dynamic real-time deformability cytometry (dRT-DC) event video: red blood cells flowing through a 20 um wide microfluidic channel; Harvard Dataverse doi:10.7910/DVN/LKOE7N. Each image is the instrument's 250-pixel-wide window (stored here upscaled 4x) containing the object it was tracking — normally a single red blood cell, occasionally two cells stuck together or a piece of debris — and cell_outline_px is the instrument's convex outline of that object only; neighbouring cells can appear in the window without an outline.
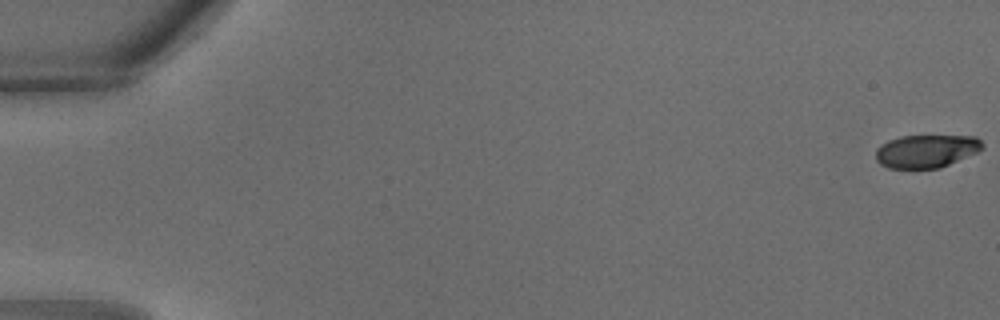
{"species": "common noctule bat (a hibernating species)", "species_latin": "Nyctalus noctula", "temperature_condition": "warm", "stored_images_in_passage": 33, "camera_frame_rate_fps": 3000, "um_per_image_px": 0.085, "animal": {"sex": "male", "body_mass_g": 18.8}, "frame": {"image": 1, "passage_image": 1, "time_ms": 0.0, "image_size_px": [1000, 320], "cell_outline_px": [[984, 148], [976, 152], [940, 168], [888, 168], [880, 164], [876, 160], [876, 148], [888, 140], [900, 136], [976, 136], [984, 144]], "centroid_in_image_um": [78.72, 12.84], "position_along_channel_um": 6.3, "area_um2": 20.46}}
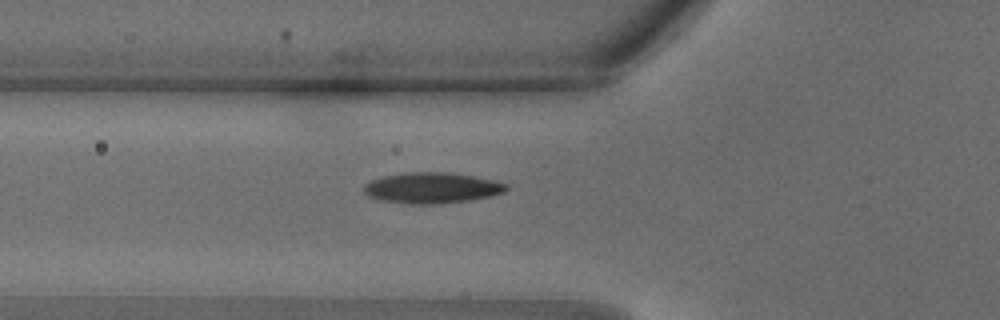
{"frame": {"image": 2, "passage_image": 13, "time_ms": 4.0, "image_size_px": [1000, 320], "cell_outline_px": [[508, 188], [504, 192], [488, 196], [468, 200], [436, 204], [412, 204], [380, 200], [368, 196], [364, 192], [364, 184], [372, 180], [384, 176], [412, 172], [444, 172], [472, 176], [492, 180], [508, 184]], "centroid_in_image_um": [36.69, 15.97], "position_along_channel_um": 89.1, "area_um2": 25.2}}
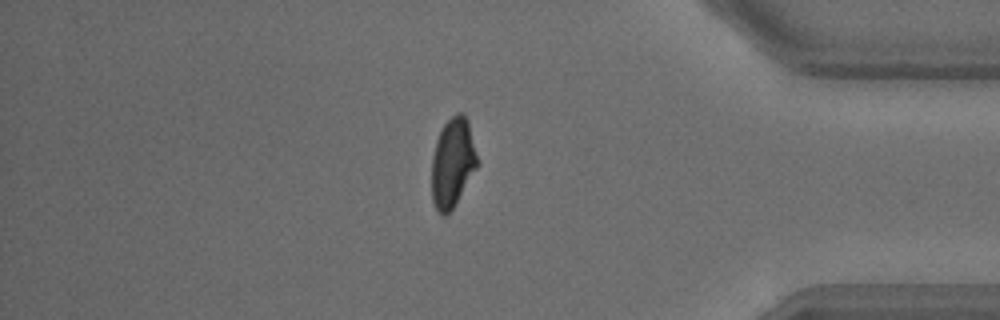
{"frame": {"image": 3, "passage_image": 29, "time_ms": 9.333, "image_size_px": [1000, 320], "cell_outline_px": [[480, 164], [452, 208], [444, 216], [436, 208], [432, 200], [432, 156], [436, 140], [444, 124], [456, 112], [464, 112], [468, 120]], "centroid_in_image_um": [38.5, 13.78], "position_along_channel_um": 396.7, "area_um2": 23.76}}